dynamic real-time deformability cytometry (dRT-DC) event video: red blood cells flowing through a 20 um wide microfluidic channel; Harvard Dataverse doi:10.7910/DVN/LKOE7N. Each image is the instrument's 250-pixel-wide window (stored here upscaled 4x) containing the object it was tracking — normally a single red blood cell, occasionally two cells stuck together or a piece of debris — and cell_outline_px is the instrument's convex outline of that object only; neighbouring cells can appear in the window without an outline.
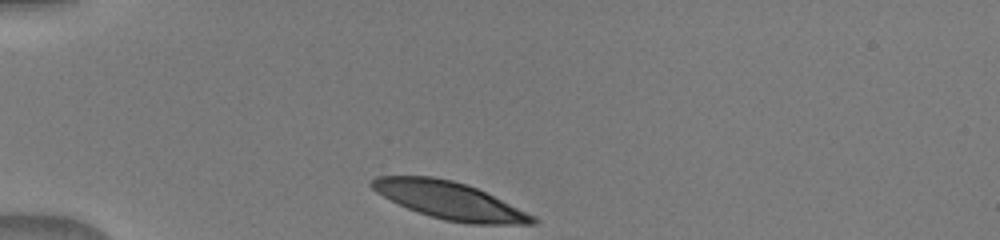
{"species": "human", "species_latin": "Homo sapiens", "temperature_condition": "warm", "stored_images_in_passage": 32, "camera_frame_rate_fps": 3000, "um_per_image_px": 0.085, "donor": {"sex": "male"}, "frame": {"image": 1, "passage_image": 1, "time_ms": 0.0, "image_size_px": [1000, 240], "cell_outline_px": [[540, 220], [536, 224], [468, 224], [444, 220], [408, 208], [376, 192], [368, 184], [376, 176], [432, 176], [452, 180], [468, 184], [536, 216]], "centroid_in_image_um": [38.25, 17.04], "position_along_channel_um": 46.7, "area_um2": 34.8}}
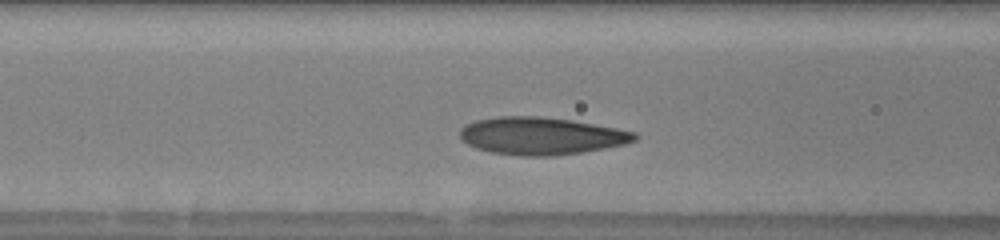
{"frame": {"image": 2, "passage_image": 9, "time_ms": 2.667, "image_size_px": [1000, 240], "cell_outline_px": [[640, 136], [636, 140], [624, 144], [604, 148], [580, 152], [552, 156], [520, 156], [492, 152], [476, 148], [460, 140], [460, 128], [476, 120], [496, 116], [540, 116], [572, 120], [616, 128], [636, 132]], "centroid_in_image_um": [45.99, 11.55], "position_along_channel_um": 120.6, "area_um2": 38.15}}
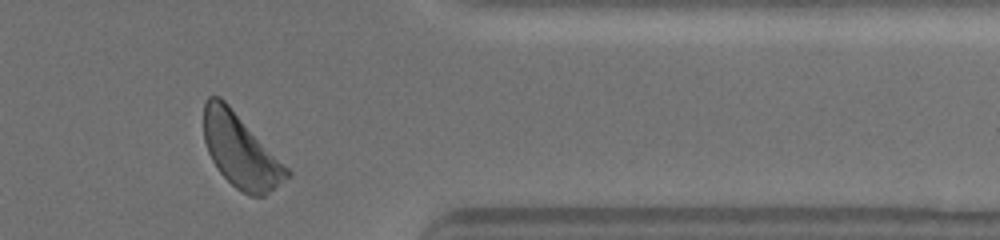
{"frame": {"image": 3, "passage_image": 30, "time_ms": 9.667, "image_size_px": [1000, 240], "cell_outline_px": [[292, 172], [288, 176], [264, 196], [248, 196], [236, 188], [220, 172], [212, 160], [208, 152], [204, 140], [204, 104], [208, 96], [220, 96], [228, 104]], "centroid_in_image_um": [20.42, 12.82], "position_along_channel_um": 391.0, "area_um2": 34.91}}